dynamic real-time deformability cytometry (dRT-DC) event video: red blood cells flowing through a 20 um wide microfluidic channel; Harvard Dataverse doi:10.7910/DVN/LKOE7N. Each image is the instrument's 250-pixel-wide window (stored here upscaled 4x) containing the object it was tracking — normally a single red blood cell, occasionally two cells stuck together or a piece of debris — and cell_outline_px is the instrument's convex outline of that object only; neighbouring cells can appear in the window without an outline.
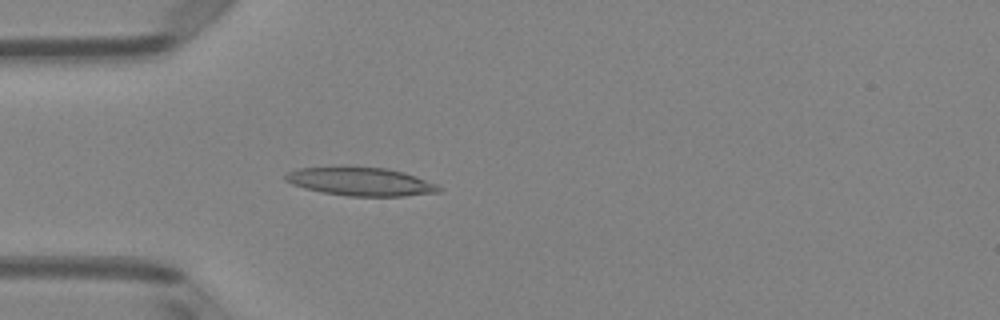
{"species": "Egyptian fruit bat (a non-hibernating species)", "species_latin": "Rousettus aegyptiacus", "temperature_condition": "room temperature", "stored_images_in_passage": 50, "camera_frame_rate_fps": 3000, "um_per_image_px": 0.085, "animal": {"sex": "female"}, "frame": {"image": 1, "passage_image": 15, "time_ms": 4.667, "image_size_px": [1000, 320], "cell_outline_px": [[444, 188], [440, 192], [404, 196], [348, 196], [324, 192], [304, 188], [292, 184], [284, 180], [284, 176], [288, 172], [300, 168], [344, 164], [388, 168], [404, 172], [416, 176], [436, 184]], "centroid_in_image_um": [30.64, 15.39], "position_along_channel_um": 54.4, "area_um2": 26.18}}
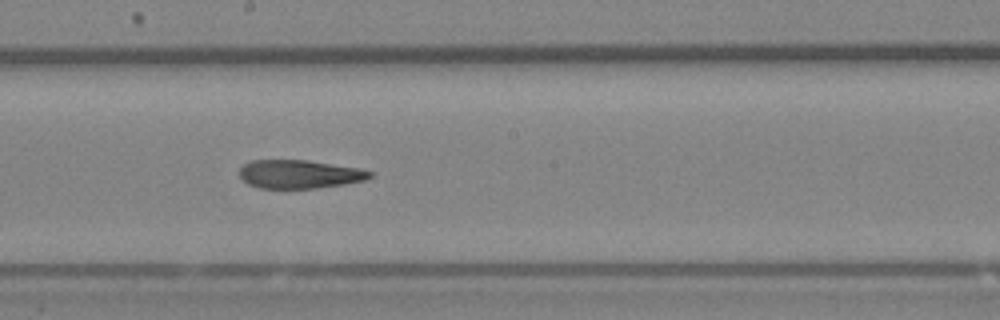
{"frame": {"image": 2, "passage_image": 28, "time_ms": 9.0, "image_size_px": [1000, 320], "cell_outline_px": [[372, 176], [364, 180], [344, 184], [316, 188], [260, 188], [248, 184], [240, 176], [240, 168], [244, 164], [252, 160], [308, 160], [360, 168], [372, 172]], "centroid_in_image_um": [25.45, 14.8], "position_along_channel_um": 222.7, "area_um2": 21.56}}
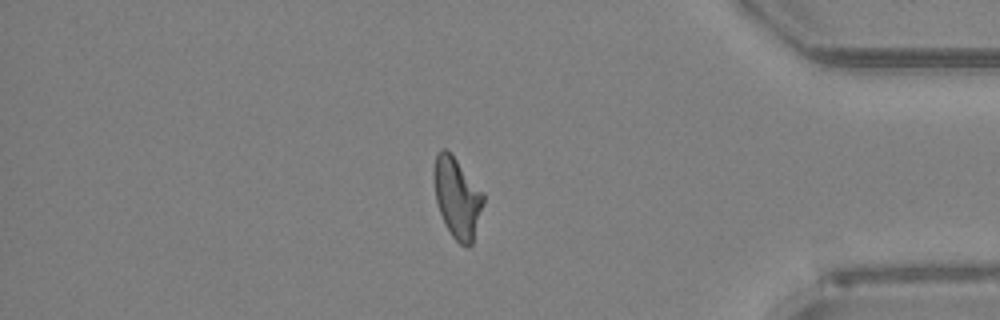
{"frame": {"image": 3, "passage_image": 43, "time_ms": 14.0, "image_size_px": [1000, 320], "cell_outline_px": [[484, 204], [472, 244], [468, 248], [460, 244], [452, 236], [444, 224], [436, 200], [432, 176], [432, 172], [436, 152], [440, 148], [444, 148], [456, 160], [484, 192]], "centroid_in_image_um": [38.85, 16.81], "position_along_channel_um": 396.4, "area_um2": 23.35}, "authors_computed_cell_mechanics": {"area_um2": 23.409, "velocity_mm_per_s": 4.0545, "shape_relaxation_time_tau1_ms": null, "shape_relaxation_time_tau2_ms": 5.0625, "deformation_change_tau1": null, "deformation_change_tau2": 0.1544}}